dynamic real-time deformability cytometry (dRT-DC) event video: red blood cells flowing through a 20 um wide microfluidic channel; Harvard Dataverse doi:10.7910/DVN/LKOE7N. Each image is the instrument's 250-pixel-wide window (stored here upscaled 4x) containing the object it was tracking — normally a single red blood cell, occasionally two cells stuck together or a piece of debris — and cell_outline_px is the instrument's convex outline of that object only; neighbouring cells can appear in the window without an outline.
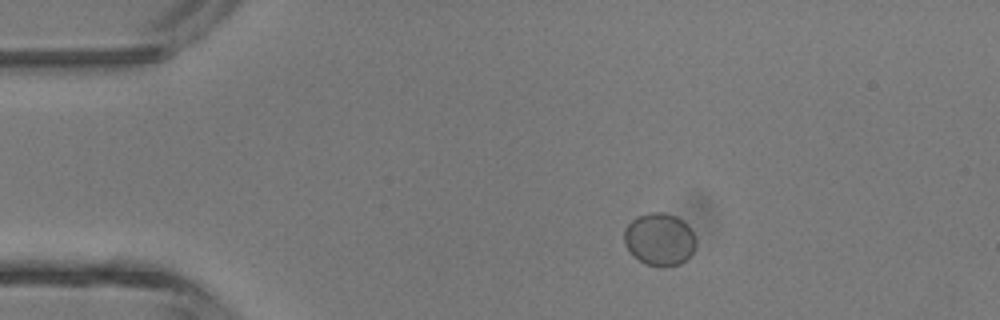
{"species": "common noctule bat (a hibernating species)", "species_latin": "Nyctalus noctula", "temperature_condition": "room temperature", "stored_images_in_passage": 4, "camera_frame_rate_fps": 3000, "um_per_image_px": 0.085, "animal": {"sex": "male", "body_mass_g": 13.3}, "frame": {"image": 1, "passage_image": 2, "time_ms": 1.0, "image_size_px": [1000, 320], "cell_outline_px": [[696, 248], [692, 256], [688, 260], [680, 264], [664, 268], [660, 268], [644, 264], [632, 256], [624, 244], [624, 228], [636, 216], [648, 212], [664, 212], [676, 216], [688, 224], [696, 240]], "centroid_in_image_um": [56.07, 20.37], "position_along_channel_um": 28.9, "area_um2": 22.77}}
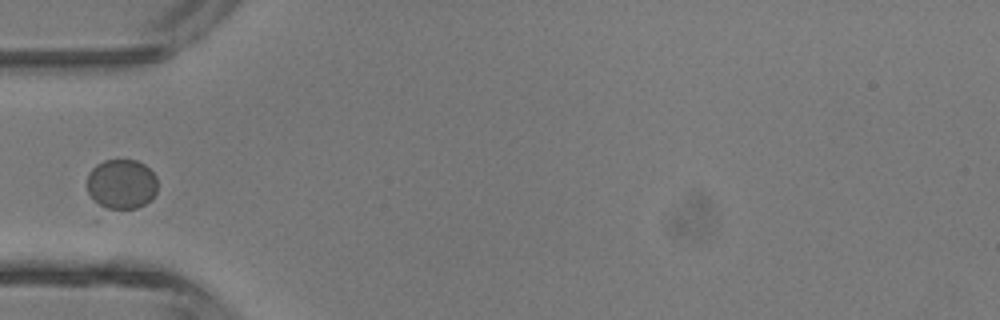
{"frame": {"image": 2, "passage_image": 4, "time_ms": 3.333, "image_size_px": [1000, 320], "cell_outline_px": [[156, 192], [144, 204], [136, 208], [104, 212], [88, 192], [88, 172], [96, 164], [104, 160], [136, 160], [144, 164], [156, 176]], "centroid_in_image_um": [10.29, 15.68], "position_along_channel_um": 74.7, "area_um2": 20.81}}